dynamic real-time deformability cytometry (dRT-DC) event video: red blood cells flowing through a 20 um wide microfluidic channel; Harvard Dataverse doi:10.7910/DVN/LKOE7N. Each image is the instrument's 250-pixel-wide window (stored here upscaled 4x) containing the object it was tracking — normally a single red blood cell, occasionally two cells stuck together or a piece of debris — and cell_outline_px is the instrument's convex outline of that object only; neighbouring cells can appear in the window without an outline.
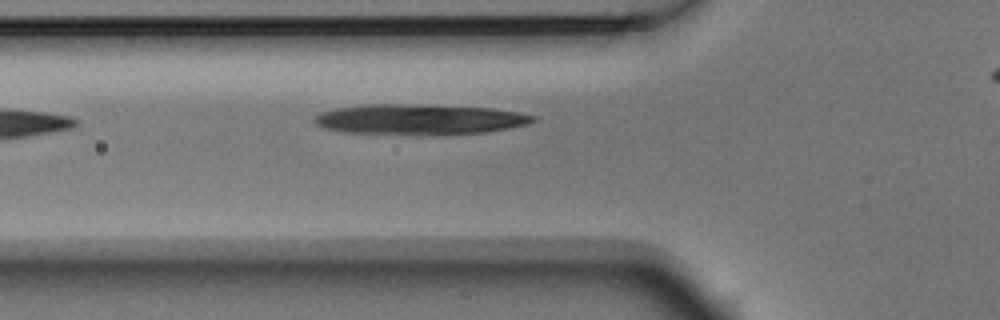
{"species": "Egyptian fruit bat (a non-hibernating species)", "species_latin": "Rousettus aegyptiacus", "temperature_condition": "room temperature", "stored_images_in_passage": 6, "camera_frame_rate_fps": 3000, "um_per_image_px": 0.085, "animal": {"sex": "male"}, "frame": {"image": 1, "passage_image": 6, "time_ms": 1.667, "image_size_px": [1000, 320], "cell_outline_px": [[536, 120], [528, 124], [508, 128], [484, 132], [340, 132], [324, 128], [316, 124], [312, 120], [320, 112], [336, 108], [364, 104], [404, 104], [492, 108], [516, 112], [536, 116]], "centroid_in_image_um": [35.61, 10.1], "position_along_channel_um": 90.2, "area_um2": 37.11}}